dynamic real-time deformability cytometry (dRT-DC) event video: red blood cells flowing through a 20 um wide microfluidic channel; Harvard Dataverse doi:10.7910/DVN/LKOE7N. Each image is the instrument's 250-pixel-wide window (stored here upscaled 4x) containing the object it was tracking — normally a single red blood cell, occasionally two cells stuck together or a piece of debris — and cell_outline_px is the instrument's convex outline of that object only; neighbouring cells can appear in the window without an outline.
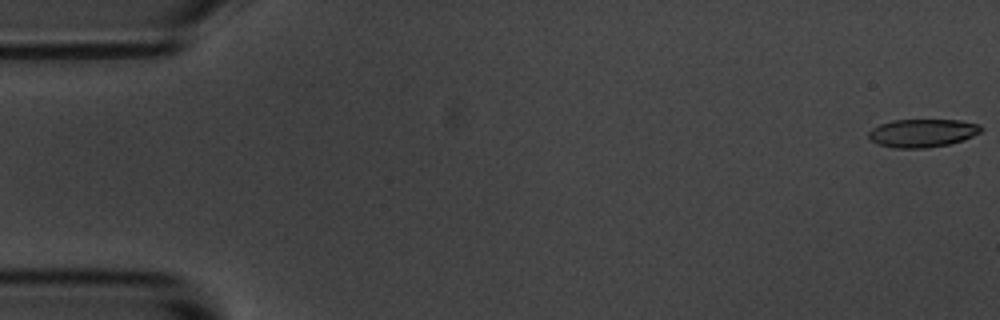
{"species": "common noctule bat (a hibernating species)", "species_latin": "Nyctalus noctula", "temperature_condition": "room temperature", "stored_images_in_passage": 3, "camera_frame_rate_fps": 3000, "um_per_image_px": 0.085, "animal": {"sex": "male", "body_mass_g": 20.1, "forearm_length_mm": 53.5}, "frame": {"image": 1, "passage_image": 1, "time_ms": 0.0, "image_size_px": [1000, 320], "cell_outline_px": [[984, 128], [980, 132], [964, 140], [948, 144], [928, 148], [892, 148], [880, 144], [872, 140], [868, 136], [868, 132], [872, 128], [880, 124], [892, 120], [960, 120], [980, 124]], "centroid_in_image_um": [78.43, 11.3], "position_along_channel_um": 6.6, "area_um2": 18.5}}